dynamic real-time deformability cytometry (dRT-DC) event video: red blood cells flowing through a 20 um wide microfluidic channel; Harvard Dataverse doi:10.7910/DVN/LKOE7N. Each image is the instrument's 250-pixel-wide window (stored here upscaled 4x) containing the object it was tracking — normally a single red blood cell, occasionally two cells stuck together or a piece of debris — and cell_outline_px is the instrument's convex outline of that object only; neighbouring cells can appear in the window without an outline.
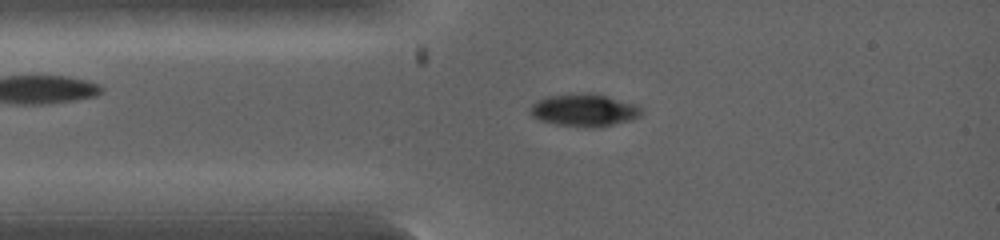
{"species": "common noctule bat (a hibernating species)", "species_latin": "Nyctalus noctula", "temperature_condition": "warm", "stored_images_in_passage": 6, "camera_frame_rate_fps": 5000, "um_per_image_px": 0.085, "animal": {"sex": "female", "body_mass_g": 19.0, "forearm_length_mm": 53.3}, "frame": {"image": 1, "passage_image": 3, "time_ms": 1.0, "image_size_px": [1000, 240], "cell_outline_px": [[644, 112], [640, 116], [632, 120], [600, 128], [596, 128], [556, 124], [540, 120], [532, 116], [528, 112], [528, 108], [532, 104], [548, 96], [580, 92], [588, 92], [636, 104], [644, 108]], "centroid_in_image_um": [49.68, 9.37], "position_along_channel_um": 35.3, "area_um2": 21.33}}
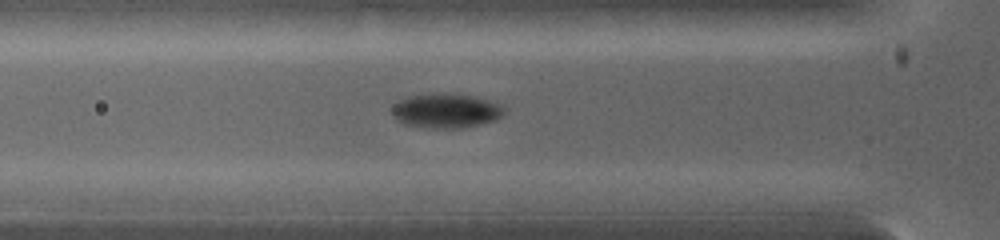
{"frame": {"image": 2, "passage_image": 5, "time_ms": 2.0, "image_size_px": [1000, 240], "cell_outline_px": [[508, 108], [496, 120], [460, 128], [432, 128], [404, 124], [396, 120], [392, 116], [392, 108], [400, 100], [408, 96], [444, 92], [456, 92], [476, 96], [500, 104]], "centroid_in_image_um": [37.93, 9.39], "position_along_channel_um": 87.9, "area_um2": 22.83}}